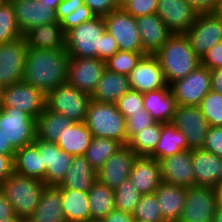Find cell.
<instances>
[{"label":"cell","mask_w":222,"mask_h":222,"mask_svg":"<svg viewBox=\"0 0 222 222\" xmlns=\"http://www.w3.org/2000/svg\"><path fill=\"white\" fill-rule=\"evenodd\" d=\"M69 55L66 50H27L22 81L34 86L45 96L67 82Z\"/></svg>","instance_id":"cell-1"},{"label":"cell","mask_w":222,"mask_h":222,"mask_svg":"<svg viewBox=\"0 0 222 222\" xmlns=\"http://www.w3.org/2000/svg\"><path fill=\"white\" fill-rule=\"evenodd\" d=\"M154 56L158 59L168 84L186 77L201 65V59L185 34H172Z\"/></svg>","instance_id":"cell-2"},{"label":"cell","mask_w":222,"mask_h":222,"mask_svg":"<svg viewBox=\"0 0 222 222\" xmlns=\"http://www.w3.org/2000/svg\"><path fill=\"white\" fill-rule=\"evenodd\" d=\"M125 121L116 104L91 100L84 123L93 137L109 138L127 145Z\"/></svg>","instance_id":"cell-3"},{"label":"cell","mask_w":222,"mask_h":222,"mask_svg":"<svg viewBox=\"0 0 222 222\" xmlns=\"http://www.w3.org/2000/svg\"><path fill=\"white\" fill-rule=\"evenodd\" d=\"M45 187L44 181L13 171L0 185V191L12 205L15 215L26 220L39 204Z\"/></svg>","instance_id":"cell-4"},{"label":"cell","mask_w":222,"mask_h":222,"mask_svg":"<svg viewBox=\"0 0 222 222\" xmlns=\"http://www.w3.org/2000/svg\"><path fill=\"white\" fill-rule=\"evenodd\" d=\"M104 17L96 16L65 34V50L69 57L98 58L102 50Z\"/></svg>","instance_id":"cell-5"},{"label":"cell","mask_w":222,"mask_h":222,"mask_svg":"<svg viewBox=\"0 0 222 222\" xmlns=\"http://www.w3.org/2000/svg\"><path fill=\"white\" fill-rule=\"evenodd\" d=\"M45 100L48 110L64 115L74 122H84L92 98L66 82L51 90Z\"/></svg>","instance_id":"cell-6"},{"label":"cell","mask_w":222,"mask_h":222,"mask_svg":"<svg viewBox=\"0 0 222 222\" xmlns=\"http://www.w3.org/2000/svg\"><path fill=\"white\" fill-rule=\"evenodd\" d=\"M0 132L16 151L35 142L36 119L17 108L0 107Z\"/></svg>","instance_id":"cell-7"},{"label":"cell","mask_w":222,"mask_h":222,"mask_svg":"<svg viewBox=\"0 0 222 222\" xmlns=\"http://www.w3.org/2000/svg\"><path fill=\"white\" fill-rule=\"evenodd\" d=\"M169 87L177 105L198 106L211 90V70L200 65L186 77L170 83Z\"/></svg>","instance_id":"cell-8"},{"label":"cell","mask_w":222,"mask_h":222,"mask_svg":"<svg viewBox=\"0 0 222 222\" xmlns=\"http://www.w3.org/2000/svg\"><path fill=\"white\" fill-rule=\"evenodd\" d=\"M106 31L116 40L119 51L144 52L136 18L122 8L104 16Z\"/></svg>","instance_id":"cell-9"},{"label":"cell","mask_w":222,"mask_h":222,"mask_svg":"<svg viewBox=\"0 0 222 222\" xmlns=\"http://www.w3.org/2000/svg\"><path fill=\"white\" fill-rule=\"evenodd\" d=\"M45 98L37 88L20 81L1 89L0 107L17 108L37 119L45 109Z\"/></svg>","instance_id":"cell-10"},{"label":"cell","mask_w":222,"mask_h":222,"mask_svg":"<svg viewBox=\"0 0 222 222\" xmlns=\"http://www.w3.org/2000/svg\"><path fill=\"white\" fill-rule=\"evenodd\" d=\"M216 208L213 187L191 186L186 188V201L178 222H213Z\"/></svg>","instance_id":"cell-11"},{"label":"cell","mask_w":222,"mask_h":222,"mask_svg":"<svg viewBox=\"0 0 222 222\" xmlns=\"http://www.w3.org/2000/svg\"><path fill=\"white\" fill-rule=\"evenodd\" d=\"M28 48L24 36L0 43V88L22 81Z\"/></svg>","instance_id":"cell-12"},{"label":"cell","mask_w":222,"mask_h":222,"mask_svg":"<svg viewBox=\"0 0 222 222\" xmlns=\"http://www.w3.org/2000/svg\"><path fill=\"white\" fill-rule=\"evenodd\" d=\"M172 124L186 137L188 150L202 149L209 124L199 106L177 105Z\"/></svg>","instance_id":"cell-13"},{"label":"cell","mask_w":222,"mask_h":222,"mask_svg":"<svg viewBox=\"0 0 222 222\" xmlns=\"http://www.w3.org/2000/svg\"><path fill=\"white\" fill-rule=\"evenodd\" d=\"M105 69L106 61L104 60L98 58L70 57L67 70V83L91 96Z\"/></svg>","instance_id":"cell-14"},{"label":"cell","mask_w":222,"mask_h":222,"mask_svg":"<svg viewBox=\"0 0 222 222\" xmlns=\"http://www.w3.org/2000/svg\"><path fill=\"white\" fill-rule=\"evenodd\" d=\"M185 35L196 55L201 58L222 41V20L215 13H200Z\"/></svg>","instance_id":"cell-15"},{"label":"cell","mask_w":222,"mask_h":222,"mask_svg":"<svg viewBox=\"0 0 222 222\" xmlns=\"http://www.w3.org/2000/svg\"><path fill=\"white\" fill-rule=\"evenodd\" d=\"M131 90L145 93L166 88L164 72L154 55H144L128 74Z\"/></svg>","instance_id":"cell-16"},{"label":"cell","mask_w":222,"mask_h":222,"mask_svg":"<svg viewBox=\"0 0 222 222\" xmlns=\"http://www.w3.org/2000/svg\"><path fill=\"white\" fill-rule=\"evenodd\" d=\"M156 13L172 34H185L200 14L186 0H158Z\"/></svg>","instance_id":"cell-17"},{"label":"cell","mask_w":222,"mask_h":222,"mask_svg":"<svg viewBox=\"0 0 222 222\" xmlns=\"http://www.w3.org/2000/svg\"><path fill=\"white\" fill-rule=\"evenodd\" d=\"M137 156L128 145H123L96 172L97 180L115 190L129 178Z\"/></svg>","instance_id":"cell-18"},{"label":"cell","mask_w":222,"mask_h":222,"mask_svg":"<svg viewBox=\"0 0 222 222\" xmlns=\"http://www.w3.org/2000/svg\"><path fill=\"white\" fill-rule=\"evenodd\" d=\"M17 24L24 35L33 27L56 22V10L41 0H10Z\"/></svg>","instance_id":"cell-19"},{"label":"cell","mask_w":222,"mask_h":222,"mask_svg":"<svg viewBox=\"0 0 222 222\" xmlns=\"http://www.w3.org/2000/svg\"><path fill=\"white\" fill-rule=\"evenodd\" d=\"M33 144L42 155L46 169L43 181L46 186H58L65 177L74 156L61 150L55 142H47L36 137Z\"/></svg>","instance_id":"cell-20"},{"label":"cell","mask_w":222,"mask_h":222,"mask_svg":"<svg viewBox=\"0 0 222 222\" xmlns=\"http://www.w3.org/2000/svg\"><path fill=\"white\" fill-rule=\"evenodd\" d=\"M162 182L189 188L195 185L191 150H184L159 161Z\"/></svg>","instance_id":"cell-21"},{"label":"cell","mask_w":222,"mask_h":222,"mask_svg":"<svg viewBox=\"0 0 222 222\" xmlns=\"http://www.w3.org/2000/svg\"><path fill=\"white\" fill-rule=\"evenodd\" d=\"M143 51L154 55L172 35L157 13L136 18Z\"/></svg>","instance_id":"cell-22"},{"label":"cell","mask_w":222,"mask_h":222,"mask_svg":"<svg viewBox=\"0 0 222 222\" xmlns=\"http://www.w3.org/2000/svg\"><path fill=\"white\" fill-rule=\"evenodd\" d=\"M195 185L215 187L221 182L222 157L203 149L191 150Z\"/></svg>","instance_id":"cell-23"},{"label":"cell","mask_w":222,"mask_h":222,"mask_svg":"<svg viewBox=\"0 0 222 222\" xmlns=\"http://www.w3.org/2000/svg\"><path fill=\"white\" fill-rule=\"evenodd\" d=\"M129 179L140 193H155L162 182L159 162L149 156H137Z\"/></svg>","instance_id":"cell-24"},{"label":"cell","mask_w":222,"mask_h":222,"mask_svg":"<svg viewBox=\"0 0 222 222\" xmlns=\"http://www.w3.org/2000/svg\"><path fill=\"white\" fill-rule=\"evenodd\" d=\"M144 109L156 122L172 123L177 103L170 87L142 94Z\"/></svg>","instance_id":"cell-25"},{"label":"cell","mask_w":222,"mask_h":222,"mask_svg":"<svg viewBox=\"0 0 222 222\" xmlns=\"http://www.w3.org/2000/svg\"><path fill=\"white\" fill-rule=\"evenodd\" d=\"M26 222H67L62 208L61 190L57 186H46L39 204Z\"/></svg>","instance_id":"cell-26"},{"label":"cell","mask_w":222,"mask_h":222,"mask_svg":"<svg viewBox=\"0 0 222 222\" xmlns=\"http://www.w3.org/2000/svg\"><path fill=\"white\" fill-rule=\"evenodd\" d=\"M24 37L31 48L65 50V33L58 21L33 27Z\"/></svg>","instance_id":"cell-27"},{"label":"cell","mask_w":222,"mask_h":222,"mask_svg":"<svg viewBox=\"0 0 222 222\" xmlns=\"http://www.w3.org/2000/svg\"><path fill=\"white\" fill-rule=\"evenodd\" d=\"M155 194L165 222H178L186 201V188L161 182Z\"/></svg>","instance_id":"cell-28"},{"label":"cell","mask_w":222,"mask_h":222,"mask_svg":"<svg viewBox=\"0 0 222 222\" xmlns=\"http://www.w3.org/2000/svg\"><path fill=\"white\" fill-rule=\"evenodd\" d=\"M129 90H131V87L128 75L105 69L91 98L95 101L116 104Z\"/></svg>","instance_id":"cell-29"},{"label":"cell","mask_w":222,"mask_h":222,"mask_svg":"<svg viewBox=\"0 0 222 222\" xmlns=\"http://www.w3.org/2000/svg\"><path fill=\"white\" fill-rule=\"evenodd\" d=\"M96 180V171L84 155H78L73 157L65 177L57 187L77 191H89Z\"/></svg>","instance_id":"cell-30"},{"label":"cell","mask_w":222,"mask_h":222,"mask_svg":"<svg viewBox=\"0 0 222 222\" xmlns=\"http://www.w3.org/2000/svg\"><path fill=\"white\" fill-rule=\"evenodd\" d=\"M93 138L84 122H74L72 125L66 126L55 143L66 153L78 156L85 154Z\"/></svg>","instance_id":"cell-31"},{"label":"cell","mask_w":222,"mask_h":222,"mask_svg":"<svg viewBox=\"0 0 222 222\" xmlns=\"http://www.w3.org/2000/svg\"><path fill=\"white\" fill-rule=\"evenodd\" d=\"M13 164L14 172L19 175L42 181L45 179L46 169L42 155L34 144L16 150Z\"/></svg>","instance_id":"cell-32"},{"label":"cell","mask_w":222,"mask_h":222,"mask_svg":"<svg viewBox=\"0 0 222 222\" xmlns=\"http://www.w3.org/2000/svg\"><path fill=\"white\" fill-rule=\"evenodd\" d=\"M59 189L61 190L63 213L67 222H88L91 220L88 191Z\"/></svg>","instance_id":"cell-33"},{"label":"cell","mask_w":222,"mask_h":222,"mask_svg":"<svg viewBox=\"0 0 222 222\" xmlns=\"http://www.w3.org/2000/svg\"><path fill=\"white\" fill-rule=\"evenodd\" d=\"M184 150H188L184 134L172 123H162L160 140L149 157L155 158L159 162Z\"/></svg>","instance_id":"cell-34"},{"label":"cell","mask_w":222,"mask_h":222,"mask_svg":"<svg viewBox=\"0 0 222 222\" xmlns=\"http://www.w3.org/2000/svg\"><path fill=\"white\" fill-rule=\"evenodd\" d=\"M74 123L66 116L48 110L46 107L36 119L37 138L47 141L56 142L60 134Z\"/></svg>","instance_id":"cell-35"},{"label":"cell","mask_w":222,"mask_h":222,"mask_svg":"<svg viewBox=\"0 0 222 222\" xmlns=\"http://www.w3.org/2000/svg\"><path fill=\"white\" fill-rule=\"evenodd\" d=\"M91 220L105 218L115 209L114 189L96 180L88 191Z\"/></svg>","instance_id":"cell-36"},{"label":"cell","mask_w":222,"mask_h":222,"mask_svg":"<svg viewBox=\"0 0 222 222\" xmlns=\"http://www.w3.org/2000/svg\"><path fill=\"white\" fill-rule=\"evenodd\" d=\"M123 145L113 139L94 137L84 156L97 172L103 164Z\"/></svg>","instance_id":"cell-37"},{"label":"cell","mask_w":222,"mask_h":222,"mask_svg":"<svg viewBox=\"0 0 222 222\" xmlns=\"http://www.w3.org/2000/svg\"><path fill=\"white\" fill-rule=\"evenodd\" d=\"M162 123L155 122L136 134L129 142L128 146L138 156H149L160 140Z\"/></svg>","instance_id":"cell-38"},{"label":"cell","mask_w":222,"mask_h":222,"mask_svg":"<svg viewBox=\"0 0 222 222\" xmlns=\"http://www.w3.org/2000/svg\"><path fill=\"white\" fill-rule=\"evenodd\" d=\"M22 36L12 4L3 1L0 4V43L11 42Z\"/></svg>","instance_id":"cell-39"},{"label":"cell","mask_w":222,"mask_h":222,"mask_svg":"<svg viewBox=\"0 0 222 222\" xmlns=\"http://www.w3.org/2000/svg\"><path fill=\"white\" fill-rule=\"evenodd\" d=\"M142 193L134 186L128 178L114 190L115 209L132 214L141 199Z\"/></svg>","instance_id":"cell-40"},{"label":"cell","mask_w":222,"mask_h":222,"mask_svg":"<svg viewBox=\"0 0 222 222\" xmlns=\"http://www.w3.org/2000/svg\"><path fill=\"white\" fill-rule=\"evenodd\" d=\"M132 216L140 221L165 222L155 193L142 194Z\"/></svg>","instance_id":"cell-41"},{"label":"cell","mask_w":222,"mask_h":222,"mask_svg":"<svg viewBox=\"0 0 222 222\" xmlns=\"http://www.w3.org/2000/svg\"><path fill=\"white\" fill-rule=\"evenodd\" d=\"M209 126L222 127V94L210 90L198 105Z\"/></svg>","instance_id":"cell-42"},{"label":"cell","mask_w":222,"mask_h":222,"mask_svg":"<svg viewBox=\"0 0 222 222\" xmlns=\"http://www.w3.org/2000/svg\"><path fill=\"white\" fill-rule=\"evenodd\" d=\"M145 52L117 51L106 61V69L111 72L128 75Z\"/></svg>","instance_id":"cell-43"},{"label":"cell","mask_w":222,"mask_h":222,"mask_svg":"<svg viewBox=\"0 0 222 222\" xmlns=\"http://www.w3.org/2000/svg\"><path fill=\"white\" fill-rule=\"evenodd\" d=\"M125 122L129 142L136 134L154 124L156 121L145 109H140L139 112L132 113L128 118H126Z\"/></svg>","instance_id":"cell-44"},{"label":"cell","mask_w":222,"mask_h":222,"mask_svg":"<svg viewBox=\"0 0 222 222\" xmlns=\"http://www.w3.org/2000/svg\"><path fill=\"white\" fill-rule=\"evenodd\" d=\"M118 110L128 118L132 113L139 112L144 109L142 93L138 91L129 90L116 103Z\"/></svg>","instance_id":"cell-45"},{"label":"cell","mask_w":222,"mask_h":222,"mask_svg":"<svg viewBox=\"0 0 222 222\" xmlns=\"http://www.w3.org/2000/svg\"><path fill=\"white\" fill-rule=\"evenodd\" d=\"M96 15L91 11V9L83 4L80 7H77L75 11L71 14L65 16L60 24L63 28L64 33L66 34L69 30L78 27L81 23L92 20Z\"/></svg>","instance_id":"cell-46"},{"label":"cell","mask_w":222,"mask_h":222,"mask_svg":"<svg viewBox=\"0 0 222 222\" xmlns=\"http://www.w3.org/2000/svg\"><path fill=\"white\" fill-rule=\"evenodd\" d=\"M157 6L158 0H131L122 9L134 18H138L156 13Z\"/></svg>","instance_id":"cell-47"},{"label":"cell","mask_w":222,"mask_h":222,"mask_svg":"<svg viewBox=\"0 0 222 222\" xmlns=\"http://www.w3.org/2000/svg\"><path fill=\"white\" fill-rule=\"evenodd\" d=\"M202 149L222 157V127L209 126Z\"/></svg>","instance_id":"cell-48"},{"label":"cell","mask_w":222,"mask_h":222,"mask_svg":"<svg viewBox=\"0 0 222 222\" xmlns=\"http://www.w3.org/2000/svg\"><path fill=\"white\" fill-rule=\"evenodd\" d=\"M200 59L201 65L209 70L222 68V41L211 47Z\"/></svg>","instance_id":"cell-49"},{"label":"cell","mask_w":222,"mask_h":222,"mask_svg":"<svg viewBox=\"0 0 222 222\" xmlns=\"http://www.w3.org/2000/svg\"><path fill=\"white\" fill-rule=\"evenodd\" d=\"M96 16H106L110 12L119 9L117 0H83Z\"/></svg>","instance_id":"cell-50"},{"label":"cell","mask_w":222,"mask_h":222,"mask_svg":"<svg viewBox=\"0 0 222 222\" xmlns=\"http://www.w3.org/2000/svg\"><path fill=\"white\" fill-rule=\"evenodd\" d=\"M119 50L116 40L107 31L103 33L102 50H99V59L107 61Z\"/></svg>","instance_id":"cell-51"},{"label":"cell","mask_w":222,"mask_h":222,"mask_svg":"<svg viewBox=\"0 0 222 222\" xmlns=\"http://www.w3.org/2000/svg\"><path fill=\"white\" fill-rule=\"evenodd\" d=\"M83 4V0H62L56 9V17L58 22Z\"/></svg>","instance_id":"cell-52"},{"label":"cell","mask_w":222,"mask_h":222,"mask_svg":"<svg viewBox=\"0 0 222 222\" xmlns=\"http://www.w3.org/2000/svg\"><path fill=\"white\" fill-rule=\"evenodd\" d=\"M199 13H214L219 0H186Z\"/></svg>","instance_id":"cell-53"},{"label":"cell","mask_w":222,"mask_h":222,"mask_svg":"<svg viewBox=\"0 0 222 222\" xmlns=\"http://www.w3.org/2000/svg\"><path fill=\"white\" fill-rule=\"evenodd\" d=\"M14 171L13 158L9 155L0 154V185Z\"/></svg>","instance_id":"cell-54"},{"label":"cell","mask_w":222,"mask_h":222,"mask_svg":"<svg viewBox=\"0 0 222 222\" xmlns=\"http://www.w3.org/2000/svg\"><path fill=\"white\" fill-rule=\"evenodd\" d=\"M103 222H135L132 214L124 212L122 210L114 209L105 218Z\"/></svg>","instance_id":"cell-55"},{"label":"cell","mask_w":222,"mask_h":222,"mask_svg":"<svg viewBox=\"0 0 222 222\" xmlns=\"http://www.w3.org/2000/svg\"><path fill=\"white\" fill-rule=\"evenodd\" d=\"M15 216L12 205L0 191V220Z\"/></svg>","instance_id":"cell-56"},{"label":"cell","mask_w":222,"mask_h":222,"mask_svg":"<svg viewBox=\"0 0 222 222\" xmlns=\"http://www.w3.org/2000/svg\"><path fill=\"white\" fill-rule=\"evenodd\" d=\"M211 90L222 94V68L211 70Z\"/></svg>","instance_id":"cell-57"},{"label":"cell","mask_w":222,"mask_h":222,"mask_svg":"<svg viewBox=\"0 0 222 222\" xmlns=\"http://www.w3.org/2000/svg\"><path fill=\"white\" fill-rule=\"evenodd\" d=\"M15 152L16 151L12 148L9 142L4 139L3 135L0 132V154L9 155L14 159Z\"/></svg>","instance_id":"cell-58"},{"label":"cell","mask_w":222,"mask_h":222,"mask_svg":"<svg viewBox=\"0 0 222 222\" xmlns=\"http://www.w3.org/2000/svg\"><path fill=\"white\" fill-rule=\"evenodd\" d=\"M214 191L216 195L217 206L222 207V181L214 187Z\"/></svg>","instance_id":"cell-59"},{"label":"cell","mask_w":222,"mask_h":222,"mask_svg":"<svg viewBox=\"0 0 222 222\" xmlns=\"http://www.w3.org/2000/svg\"><path fill=\"white\" fill-rule=\"evenodd\" d=\"M213 222H222V207L221 206H217L215 215L213 218Z\"/></svg>","instance_id":"cell-60"},{"label":"cell","mask_w":222,"mask_h":222,"mask_svg":"<svg viewBox=\"0 0 222 222\" xmlns=\"http://www.w3.org/2000/svg\"><path fill=\"white\" fill-rule=\"evenodd\" d=\"M25 220L17 215L0 220V222H24Z\"/></svg>","instance_id":"cell-61"},{"label":"cell","mask_w":222,"mask_h":222,"mask_svg":"<svg viewBox=\"0 0 222 222\" xmlns=\"http://www.w3.org/2000/svg\"><path fill=\"white\" fill-rule=\"evenodd\" d=\"M41 1L45 2L46 4H51V7L56 10L62 0H41Z\"/></svg>","instance_id":"cell-62"},{"label":"cell","mask_w":222,"mask_h":222,"mask_svg":"<svg viewBox=\"0 0 222 222\" xmlns=\"http://www.w3.org/2000/svg\"><path fill=\"white\" fill-rule=\"evenodd\" d=\"M214 13L222 20V0H219Z\"/></svg>","instance_id":"cell-63"},{"label":"cell","mask_w":222,"mask_h":222,"mask_svg":"<svg viewBox=\"0 0 222 222\" xmlns=\"http://www.w3.org/2000/svg\"><path fill=\"white\" fill-rule=\"evenodd\" d=\"M129 1H131V0H117L118 7L122 8Z\"/></svg>","instance_id":"cell-64"},{"label":"cell","mask_w":222,"mask_h":222,"mask_svg":"<svg viewBox=\"0 0 222 222\" xmlns=\"http://www.w3.org/2000/svg\"><path fill=\"white\" fill-rule=\"evenodd\" d=\"M88 222H103L102 219H98V220H89Z\"/></svg>","instance_id":"cell-65"},{"label":"cell","mask_w":222,"mask_h":222,"mask_svg":"<svg viewBox=\"0 0 222 222\" xmlns=\"http://www.w3.org/2000/svg\"><path fill=\"white\" fill-rule=\"evenodd\" d=\"M135 222H148V221H140V220H136Z\"/></svg>","instance_id":"cell-66"}]
</instances>
